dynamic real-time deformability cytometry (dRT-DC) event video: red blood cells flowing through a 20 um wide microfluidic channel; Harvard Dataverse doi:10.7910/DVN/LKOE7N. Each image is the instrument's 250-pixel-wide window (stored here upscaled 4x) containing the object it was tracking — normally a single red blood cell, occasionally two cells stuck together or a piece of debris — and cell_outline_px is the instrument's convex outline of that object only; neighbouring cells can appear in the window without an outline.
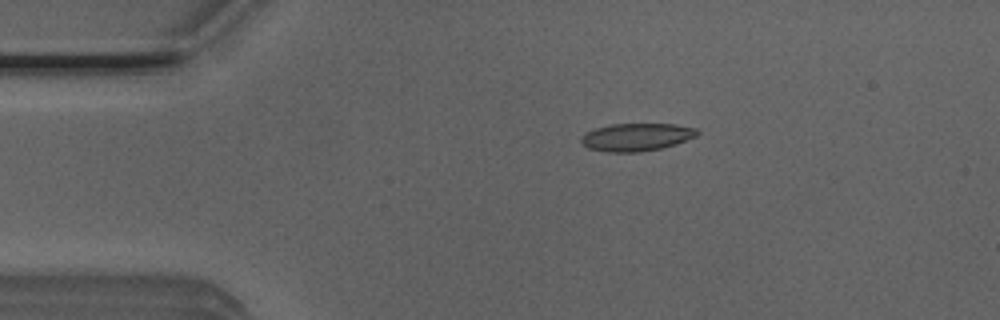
{"species": "Egyptian fruit bat (a non-hibernating species)", "species_latin": "Rousettus aegyptiacus", "temperature_condition": "room temperature", "stored_images_in_passage": 6, "camera_frame_rate_fps": 3000, "um_per_image_px": 0.085, "animal": {"sex": "male"}, "frame": {"image": 1, "passage_image": 2, "time_ms": 0.333, "image_size_px": [1000, 320], "cell_outline_px": [[700, 132], [696, 136], [676, 144], [660, 148], [640, 152], [604, 152], [588, 148], [580, 140], [580, 136], [584, 132], [596, 128], [612, 124], [676, 124], [696, 128]], "centroid_in_image_um": [54.08, 11.65], "position_along_channel_um": 30.9, "area_um2": 18.84}}
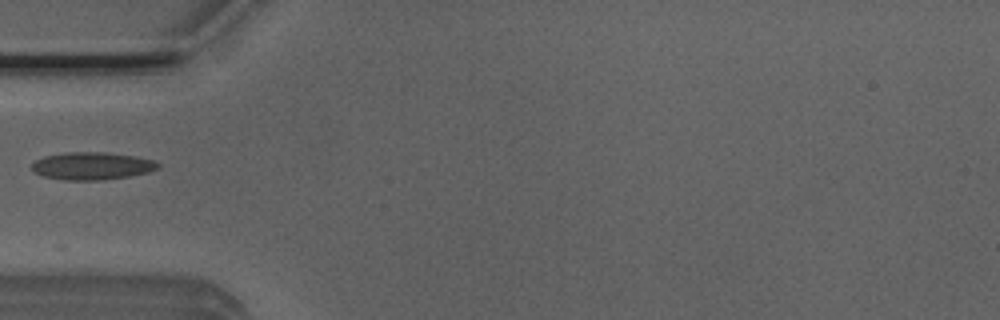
{"frame": {"image": 2, "passage_image": 4, "time_ms": 1.0, "image_size_px": [1000, 320], "cell_outline_px": [[160, 168], [148, 172], [128, 176], [100, 180], [64, 180], [44, 176], [36, 172], [32, 168], [32, 164], [36, 160], [44, 156], [64, 152], [108, 152], [136, 156], [152, 160], [160, 164]], "centroid_in_image_um": [7.84, 14.09], "position_along_channel_um": 77.2, "area_um2": 20.23}}